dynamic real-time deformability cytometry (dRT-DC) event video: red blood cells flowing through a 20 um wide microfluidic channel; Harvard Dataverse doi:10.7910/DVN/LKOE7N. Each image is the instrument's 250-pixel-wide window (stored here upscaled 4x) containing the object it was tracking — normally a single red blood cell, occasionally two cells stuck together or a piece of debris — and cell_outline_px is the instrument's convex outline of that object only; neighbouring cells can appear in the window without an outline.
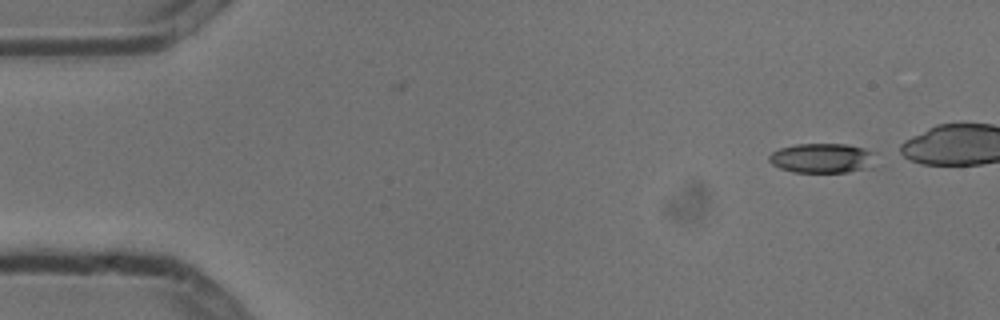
{"species": "common noctule bat (a hibernating species)", "species_latin": "Nyctalus noctula", "temperature_condition": "cold", "stored_images_in_passage": 2, "camera_frame_rate_fps": 3000, "um_per_image_px": 0.085, "animal": {"sex": "male", "body_mass_g": 13.3}, "frame": {"image": 1, "passage_image": 2, "time_ms": 0.333, "image_size_px": [1000, 320], "cell_outline_px": [[876, 152], [872, 168], [848, 172], [792, 172], [780, 168], [772, 164], [768, 160], [768, 156], [772, 152], [780, 148], [796, 144], [844, 144], [864, 148]], "centroid_in_image_um": [69.91, 13.44], "position_along_channel_um": 15.1, "area_um2": 18.67}}